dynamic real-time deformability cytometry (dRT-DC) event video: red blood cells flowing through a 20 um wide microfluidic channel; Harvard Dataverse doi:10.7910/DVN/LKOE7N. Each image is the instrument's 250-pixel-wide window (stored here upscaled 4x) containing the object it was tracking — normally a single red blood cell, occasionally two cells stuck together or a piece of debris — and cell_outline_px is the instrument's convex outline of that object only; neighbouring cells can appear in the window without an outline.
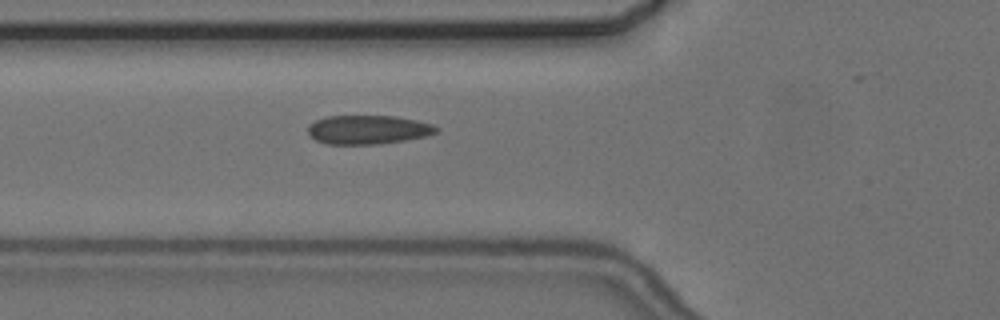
{"species": "common noctule bat (a hibernating species)", "species_latin": "Nyctalus noctula", "temperature_condition": "cold", "stored_images_in_passage": 5, "camera_frame_rate_fps": 3000, "um_per_image_px": 0.085, "animal": {"sex": "female", "body_mass_g": 24.6, "forearm_length_mm": 56.2}, "frame": {"image": 1, "passage_image": 5, "time_ms": 5.667, "image_size_px": [1000, 320], "cell_outline_px": [[440, 128], [436, 132], [424, 136], [404, 140], [376, 144], [328, 144], [316, 140], [308, 132], [308, 124], [316, 120], [328, 116], [396, 116], [416, 120], [432, 124]], "centroid_in_image_um": [31.27, 11.01], "position_along_channel_um": 94.5, "area_um2": 21.44}}